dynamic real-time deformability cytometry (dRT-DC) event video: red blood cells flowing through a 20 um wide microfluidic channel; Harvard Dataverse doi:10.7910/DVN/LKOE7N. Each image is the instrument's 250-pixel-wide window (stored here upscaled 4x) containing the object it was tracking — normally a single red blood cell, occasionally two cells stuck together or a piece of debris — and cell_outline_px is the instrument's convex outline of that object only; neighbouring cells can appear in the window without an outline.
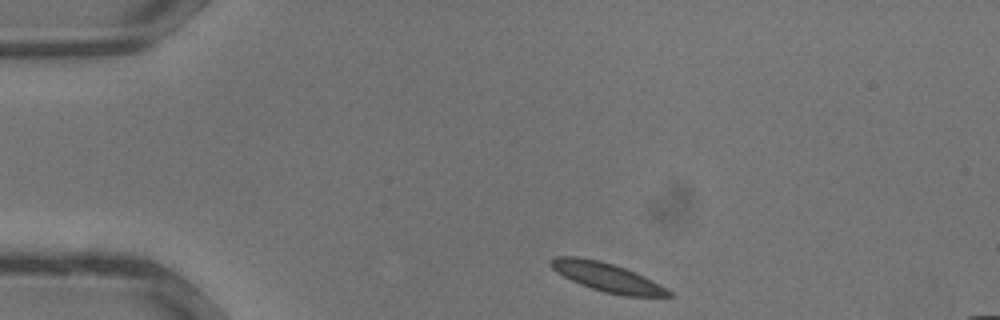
{"species": "common noctule bat (a hibernating species)", "species_latin": "Nyctalus noctula", "temperature_condition": "warm", "stored_images_in_passage": 29, "camera_frame_rate_fps": 3000, "um_per_image_px": 0.085, "animal": {"sex": "male", "body_mass_g": 13.3}, "frame": {"image": 1, "passage_image": 1, "time_ms": 0.0, "image_size_px": [1000, 320], "cell_outline_px": [[676, 296], [624, 296], [604, 292], [580, 284], [556, 272], [548, 264], [548, 260], [552, 256], [576, 256], [600, 260], [624, 268], [644, 276], [660, 284], [672, 292]], "centroid_in_image_um": [51.57, 23.55], "position_along_channel_um": 33.4, "area_um2": 19.83}}
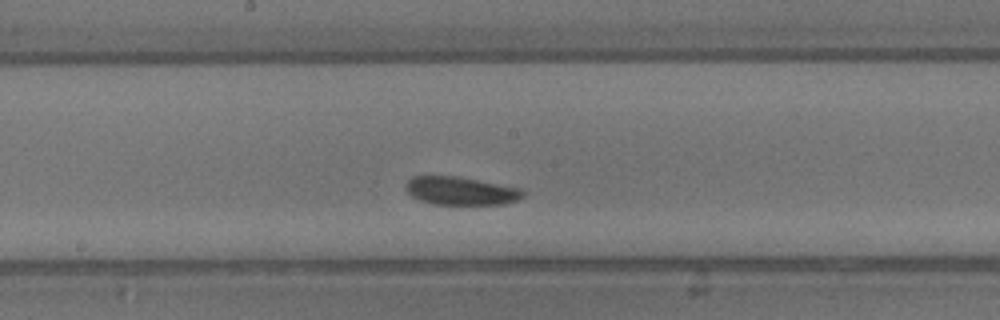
{"frame": {"image": 2, "passage_image": 13, "time_ms": 4.0, "image_size_px": [1000, 320], "cell_outline_px": [[524, 196], [516, 200], [504, 204], [432, 204], [420, 200], [412, 196], [408, 192], [408, 180], [412, 176], [456, 176], [520, 188], [524, 192]], "centroid_in_image_um": [39.18, 16.23], "position_along_channel_um": 209.0, "area_um2": 18.9}}
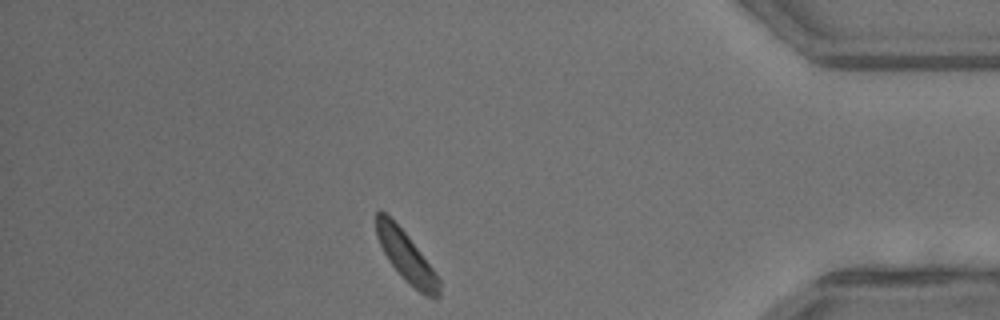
{"frame": {"image": 3, "passage_image": 25, "time_ms": 8.0, "image_size_px": [1000, 320], "cell_outline_px": [[440, 296], [432, 300], [424, 296], [408, 284], [400, 276], [388, 260], [376, 236], [376, 212], [380, 208], [408, 236], [432, 268], [440, 280]], "centroid_in_image_um": [34.54, 21.88], "position_along_channel_um": 400.7, "area_um2": 18.38}}